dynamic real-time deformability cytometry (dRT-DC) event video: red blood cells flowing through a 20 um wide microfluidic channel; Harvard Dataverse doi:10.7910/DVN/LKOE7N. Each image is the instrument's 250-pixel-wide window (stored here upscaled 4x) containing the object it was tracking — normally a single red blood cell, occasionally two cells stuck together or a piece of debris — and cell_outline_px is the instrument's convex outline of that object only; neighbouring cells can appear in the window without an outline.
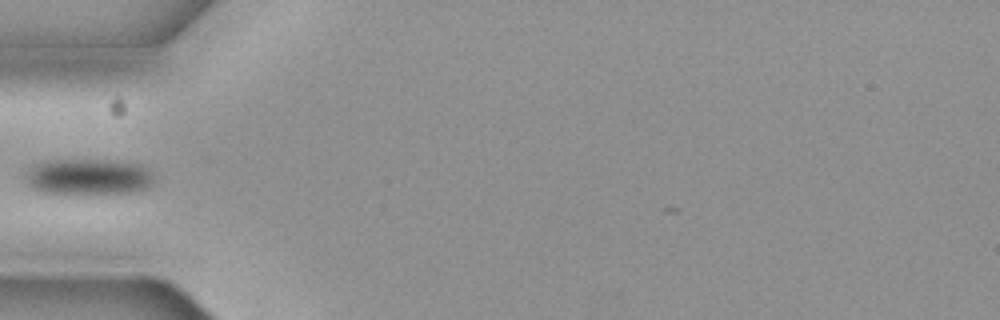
{"species": "common noctule bat (a hibernating species)", "species_latin": "Nyctalus noctula", "temperature_condition": "cold", "stored_images_in_passage": 6, "camera_frame_rate_fps": 3000, "um_per_image_px": 0.085, "animal": {"sex": "female", "body_mass_g": 19.3, "forearm_length_mm": 54.1}, "frame": {"image": 1, "passage_image": 5, "time_ms": 1.333, "image_size_px": [1000, 320], "cell_outline_px": [[152, 184], [148, 188], [136, 192], [44, 192], [32, 188], [24, 180], [28, 172], [36, 164], [52, 160], [104, 160], [140, 164], [148, 168], [152, 176]], "centroid_in_image_um": [7.55, 15.01], "position_along_channel_um": 77.5, "area_um2": 26.24}}